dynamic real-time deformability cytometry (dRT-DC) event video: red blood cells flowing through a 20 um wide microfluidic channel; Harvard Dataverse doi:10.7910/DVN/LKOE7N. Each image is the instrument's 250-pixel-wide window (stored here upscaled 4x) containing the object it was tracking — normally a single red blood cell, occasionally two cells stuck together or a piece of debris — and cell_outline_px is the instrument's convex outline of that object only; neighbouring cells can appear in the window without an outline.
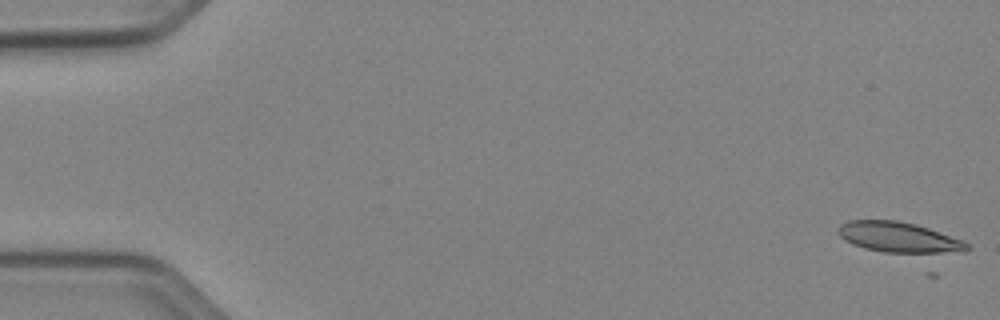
{"species": "Egyptian fruit bat (a non-hibernating species)", "species_latin": "Rousettus aegyptiacus", "temperature_condition": "cold", "stored_images_in_passage": 11, "camera_frame_rate_fps": 3000, "um_per_image_px": 0.085, "animal": {"sex": "female"}, "frame": {"image": 1, "passage_image": 1, "time_ms": 0.0, "image_size_px": [1000, 320], "cell_outline_px": [[972, 248], [964, 252], [932, 256], [928, 256], [884, 252], [864, 248], [852, 244], [840, 236], [840, 224], [848, 220], [896, 220], [916, 224], [964, 240]], "centroid_in_image_um": [76.55, 20.23], "position_along_channel_um": 8.4, "area_um2": 23.81}}